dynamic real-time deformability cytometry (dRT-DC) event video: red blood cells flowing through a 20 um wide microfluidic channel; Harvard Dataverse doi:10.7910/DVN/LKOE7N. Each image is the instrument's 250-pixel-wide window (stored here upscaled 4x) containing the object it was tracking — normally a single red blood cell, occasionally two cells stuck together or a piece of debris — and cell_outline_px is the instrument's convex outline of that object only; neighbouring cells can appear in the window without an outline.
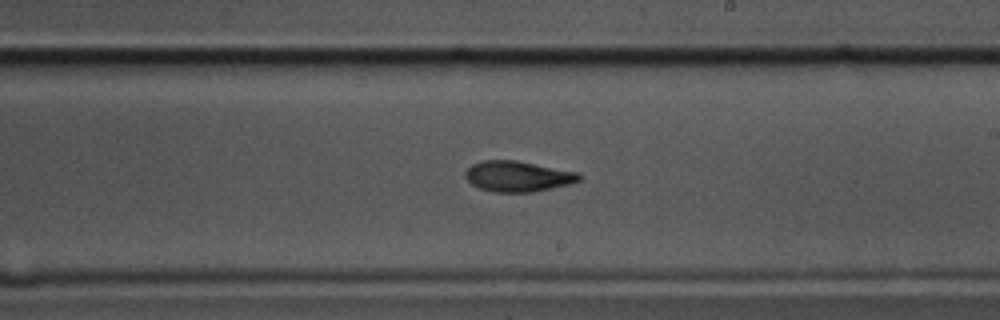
{"species": "common noctule bat (a hibernating species)", "species_latin": "Nyctalus noctula", "temperature_condition": "cold", "stored_images_in_passage": 58, "camera_frame_rate_fps": 3000, "um_per_image_px": 0.085, "animal": {"sex": "male", "body_mass_g": 17.5, "forearm_length_mm": 52.3}, "frame": {"image": 1, "passage_image": 34, "time_ms": 11.0, "image_size_px": [1000, 320], "cell_outline_px": [[584, 176], [580, 180], [568, 184], [532, 192], [496, 192], [480, 188], [472, 184], [464, 176], [464, 172], [472, 164], [480, 160], [516, 160], [580, 172]], "centroid_in_image_um": [44.03, 14.97], "position_along_channel_um": 245.0, "area_um2": 20.4}}
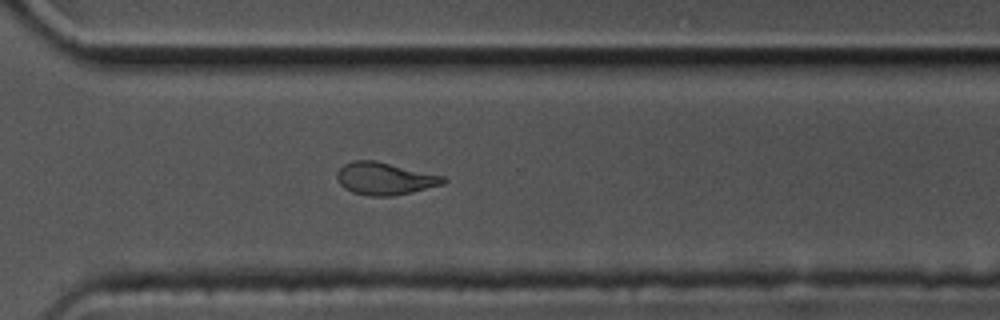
{"frame": {"image": 2, "passage_image": 42, "time_ms": 13.667, "image_size_px": [1000, 320], "cell_outline_px": [[448, 180], [444, 184], [412, 192], [392, 196], [368, 196], [352, 192], [344, 188], [340, 184], [336, 176], [336, 172], [344, 164], [352, 160], [372, 160], [444, 176]], "centroid_in_image_um": [32.69, 15.19], "position_along_channel_um": 337.9, "area_um2": 20.0}}
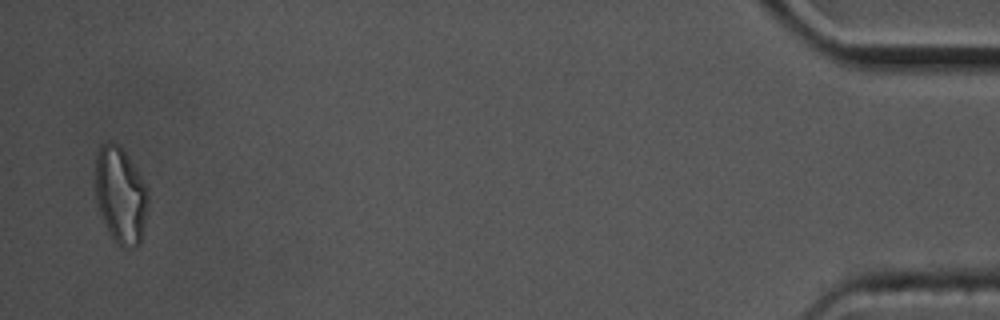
{"frame": {"image": 3, "passage_image": 57, "time_ms": 18.667, "image_size_px": [1000, 320], "cell_outline_px": [[148, 204], [140, 244], [136, 248], [124, 248], [116, 244], [100, 212], [96, 200], [96, 156], [100, 144], [108, 140], [112, 140], [120, 144], [136, 168], [148, 192]], "centroid_in_image_um": [10.25, 16.56], "position_along_channel_um": 425.0, "area_um2": 29.65}, "authors_computed_cell_mechanics": {"area_um2": 20.2878, "velocity_mm_per_s": 3.4851, "shape_relaxation_time_tau1_ms": 7.3386, "shape_relaxation_time_tau2_ms": 8.649, "deformation_change_tau1": 0.2254, "deformation_change_tau2": 0.1404}}